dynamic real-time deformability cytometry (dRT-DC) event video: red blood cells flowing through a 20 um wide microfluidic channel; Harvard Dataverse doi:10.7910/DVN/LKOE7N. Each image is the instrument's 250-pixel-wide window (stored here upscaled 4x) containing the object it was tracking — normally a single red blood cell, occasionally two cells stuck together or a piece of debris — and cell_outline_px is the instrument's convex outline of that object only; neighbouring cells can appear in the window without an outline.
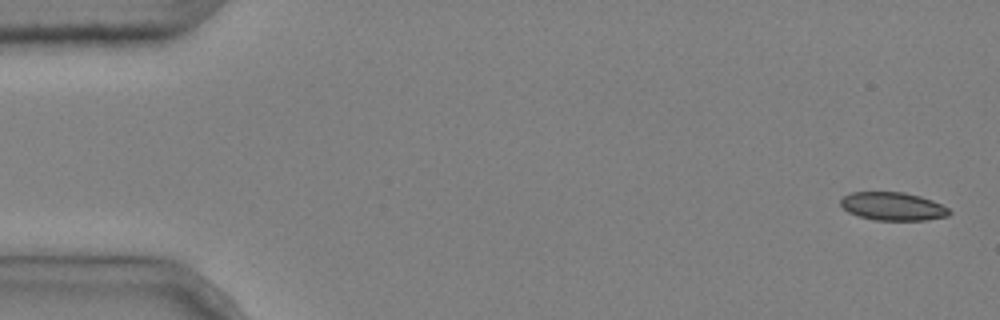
{"species": "common noctule bat (a hibernating species)", "species_latin": "Nyctalus noctula", "temperature_condition": "cold", "stored_images_in_passage": 4, "camera_frame_rate_fps": 3000, "um_per_image_px": 0.085, "animal": {"sex": "male", "body_mass_g": 20.4}, "frame": {"image": 1, "passage_image": 1, "time_ms": 0.0, "image_size_px": [1000, 320], "cell_outline_px": [[952, 212], [948, 216], [924, 220], [876, 220], [860, 216], [848, 212], [840, 204], [840, 200], [844, 196], [852, 192], [904, 192], [920, 196], [932, 200], [948, 208]], "centroid_in_image_um": [75.9, 17.53], "position_along_channel_um": 9.1, "area_um2": 17.74}}
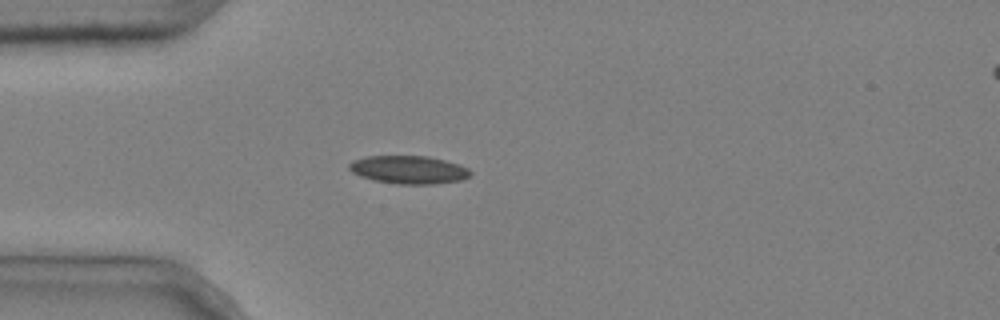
{"frame": {"image": 2, "passage_image": 4, "time_ms": 1.0, "image_size_px": [1000, 320], "cell_outline_px": [[472, 172], [468, 176], [460, 180], [436, 184], [396, 184], [372, 180], [360, 176], [352, 172], [348, 168], [348, 164], [352, 160], [368, 156], [428, 156], [444, 160], [468, 168]], "centroid_in_image_um": [34.69, 14.43], "position_along_channel_um": 50.3, "area_um2": 19.83}}